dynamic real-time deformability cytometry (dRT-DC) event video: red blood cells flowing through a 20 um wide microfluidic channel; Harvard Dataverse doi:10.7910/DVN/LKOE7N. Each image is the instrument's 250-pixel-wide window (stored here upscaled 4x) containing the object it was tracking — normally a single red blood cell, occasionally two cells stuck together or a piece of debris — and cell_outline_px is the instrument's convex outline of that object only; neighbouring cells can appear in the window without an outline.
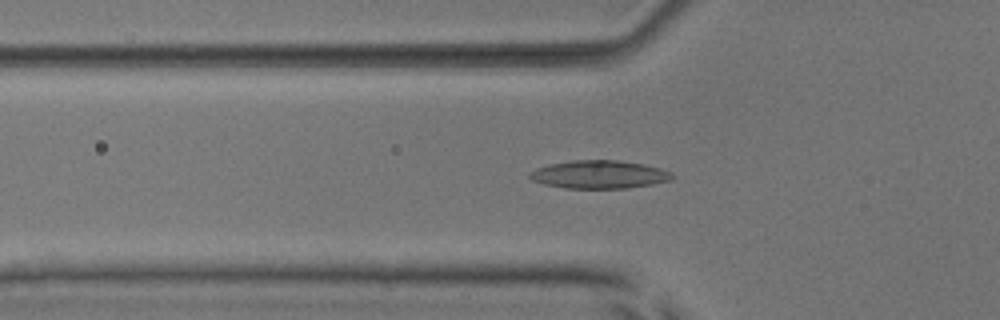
{"species": "common noctule bat (a hibernating species)", "species_latin": "Nyctalus noctula", "temperature_condition": "room temperature", "stored_images_in_passage": 48, "camera_frame_rate_fps": 3000, "um_per_image_px": 0.085, "animal": {"sex": "male", "body_mass_g": 17.9, "forearm_length_mm": 54.2}, "frame": {"image": 1, "passage_image": 18, "time_ms": 5.667, "image_size_px": [1000, 320], "cell_outline_px": [[676, 176], [672, 180], [652, 184], [628, 188], [564, 188], [544, 184], [532, 180], [528, 176], [528, 172], [536, 168], [548, 164], [572, 160], [616, 160], [644, 164], [660, 168], [672, 172]], "centroid_in_image_um": [50.94, 14.83], "position_along_channel_um": 74.9, "area_um2": 23.52}}
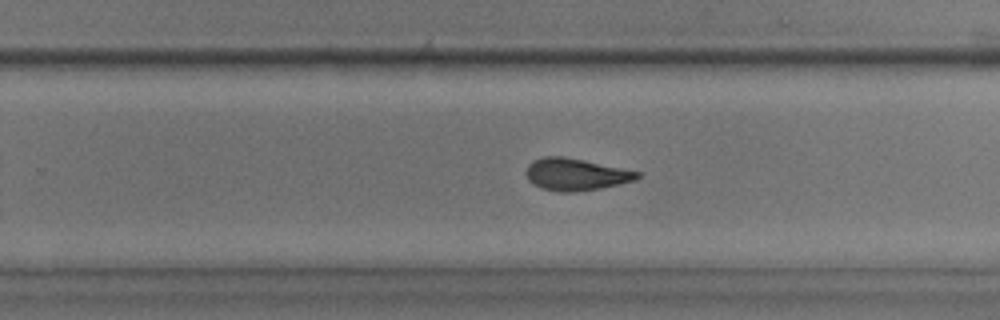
{"frame": {"image": 2, "passage_image": 34, "time_ms": 11.0, "image_size_px": [1000, 320], "cell_outline_px": [[640, 176], [636, 180], [620, 184], [600, 188], [572, 192], [560, 192], [540, 188], [532, 184], [528, 180], [524, 172], [528, 164], [532, 160], [544, 156], [564, 156], [584, 160], [640, 172]], "centroid_in_image_um": [48.88, 14.82], "position_along_channel_um": 280.9, "area_um2": 20.92}}
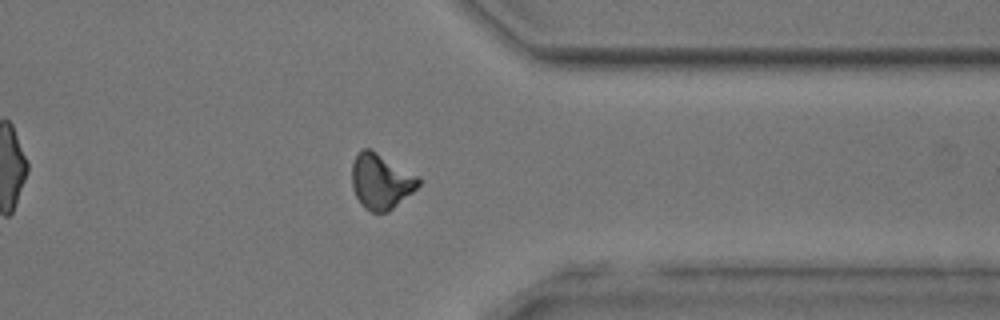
{"frame": {"image": 3, "passage_image": 42, "time_ms": 13.667, "image_size_px": [1000, 320], "cell_outline_px": [[420, 184], [412, 192], [388, 212], [372, 212], [364, 208], [360, 204], [352, 188], [352, 164], [356, 156], [364, 148], [372, 148], [420, 176]], "centroid_in_image_um": [32.39, 15.39], "position_along_channel_um": 379.0, "area_um2": 21.68}, "authors_computed_cell_mechanics": {"area_um2": 21.1548, "velocity_mm_per_s": 3.8649, "shape_relaxation_time_tau1_ms": 7.0077, "shape_relaxation_time_tau2_ms": 3.3715, "deformation_change_tau1": 0.1924, "deformation_change_tau2": 0.1092}}